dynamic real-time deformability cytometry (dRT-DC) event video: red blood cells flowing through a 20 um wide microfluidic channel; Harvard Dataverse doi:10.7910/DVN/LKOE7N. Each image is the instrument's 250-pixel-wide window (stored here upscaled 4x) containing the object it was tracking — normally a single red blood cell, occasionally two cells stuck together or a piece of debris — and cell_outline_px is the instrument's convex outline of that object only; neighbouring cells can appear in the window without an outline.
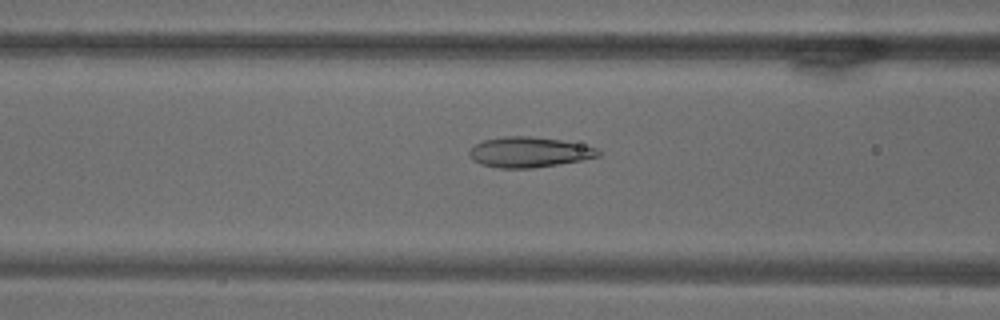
{"species": "common noctule bat (a hibernating species)", "species_latin": "Nyctalus noctula", "temperature_condition": "warm", "stored_images_in_passage": 71, "camera_frame_rate_fps": 3000, "um_per_image_px": 0.085, "animal": {"sex": "male", "body_mass_g": 18.8}, "frame": {"image": 1, "passage_image": 29, "time_ms": 9.333, "image_size_px": [1000, 320], "cell_outline_px": [[604, 152], [600, 156], [580, 160], [532, 168], [500, 168], [480, 164], [468, 156], [468, 152], [476, 144], [484, 140], [504, 136], [532, 136], [560, 140], [596, 148]], "centroid_in_image_um": [44.96, 12.93], "position_along_channel_um": 121.6, "area_um2": 22.6}}
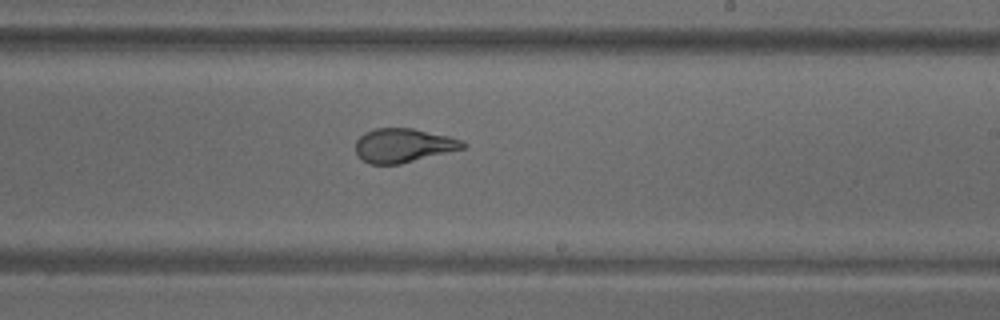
{"frame": {"image": 2, "passage_image": 43, "time_ms": 14.0, "image_size_px": [1000, 320], "cell_outline_px": [[468, 144], [464, 148], [400, 164], [368, 164], [356, 152], [356, 140], [364, 132], [376, 128], [412, 128], [448, 136], [460, 140]], "centroid_in_image_um": [34.27, 12.36], "position_along_channel_um": 254.7, "area_um2": 21.04}}
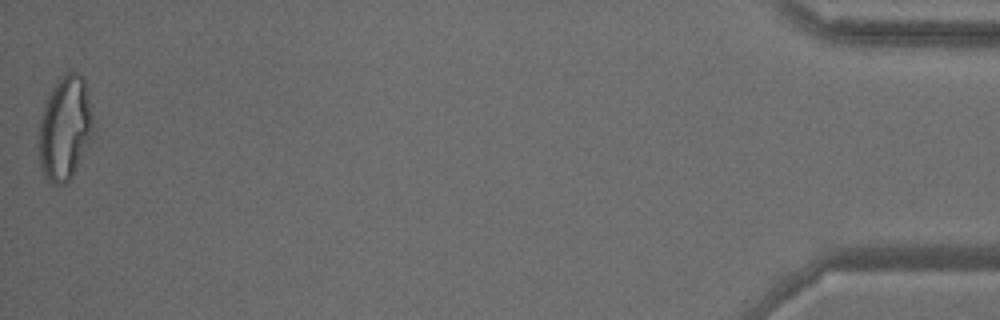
{"frame": {"image": 3, "passage_image": 71, "time_ms": 23.333, "image_size_px": [1000, 320], "cell_outline_px": [[96, 128], [92, 140], [72, 176], [64, 184], [52, 184], [44, 176], [40, 164], [40, 120], [44, 108], [52, 88], [68, 72], [76, 72], [84, 80]], "centroid_in_image_um": [5.57, 10.95], "position_along_channel_um": 429.6, "area_um2": 32.6}}